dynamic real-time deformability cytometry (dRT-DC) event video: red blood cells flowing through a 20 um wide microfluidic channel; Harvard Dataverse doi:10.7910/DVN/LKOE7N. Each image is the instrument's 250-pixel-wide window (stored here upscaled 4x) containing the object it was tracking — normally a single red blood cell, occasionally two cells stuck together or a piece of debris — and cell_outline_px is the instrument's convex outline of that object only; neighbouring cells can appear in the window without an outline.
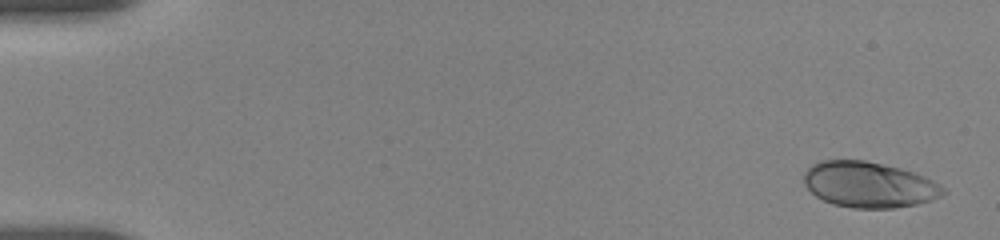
{"species": "human", "species_latin": "Homo sapiens", "temperature_condition": "room temperature", "stored_images_in_passage": 17, "camera_frame_rate_fps": 3000, "um_per_image_px": 0.085, "donor": {"sex": "female"}, "frame": {"image": 1, "passage_image": 2, "time_ms": 0.333, "image_size_px": [1000, 240], "cell_outline_px": [[948, 192], [932, 200], [916, 204], [892, 208], [852, 208], [832, 204], [816, 196], [804, 184], [804, 172], [812, 164], [820, 160], [864, 160], [900, 168], [924, 176], [940, 184]], "centroid_in_image_um": [73.86, 15.7], "position_along_channel_um": 11.1, "area_um2": 37.11}}
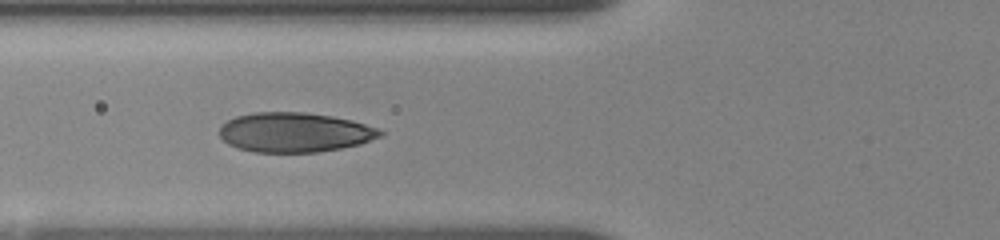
{"frame": {"image": 2, "passage_image": 14, "time_ms": 6.667, "image_size_px": [1000, 240], "cell_outline_px": [[384, 132], [380, 136], [360, 144], [340, 148], [316, 152], [256, 152], [236, 148], [228, 144], [220, 136], [220, 124], [236, 116], [252, 112], [304, 112], [332, 116], [352, 120], [380, 128]], "centroid_in_image_um": [25.03, 11.24], "position_along_channel_um": 100.8, "area_um2": 37.22}}
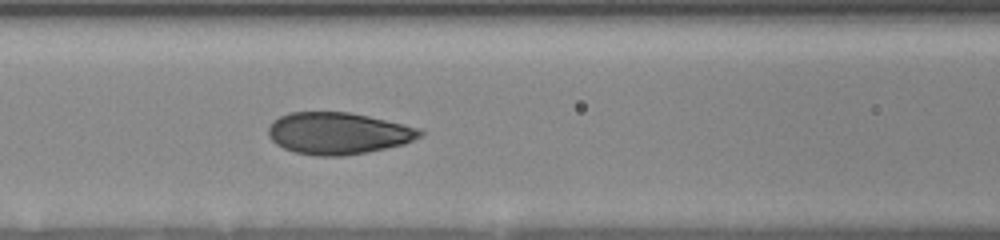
{"frame": {"image": 3, "passage_image": 16, "time_ms": 7.667, "image_size_px": [1000, 240], "cell_outline_px": [[424, 132], [420, 136], [404, 144], [368, 152], [344, 156], [316, 156], [296, 152], [284, 148], [276, 144], [268, 136], [268, 128], [272, 120], [288, 112], [348, 112], [368, 116], [404, 124], [420, 128]], "centroid_in_image_um": [28.72, 11.33], "position_along_channel_um": 137.9, "area_um2": 37.05}}